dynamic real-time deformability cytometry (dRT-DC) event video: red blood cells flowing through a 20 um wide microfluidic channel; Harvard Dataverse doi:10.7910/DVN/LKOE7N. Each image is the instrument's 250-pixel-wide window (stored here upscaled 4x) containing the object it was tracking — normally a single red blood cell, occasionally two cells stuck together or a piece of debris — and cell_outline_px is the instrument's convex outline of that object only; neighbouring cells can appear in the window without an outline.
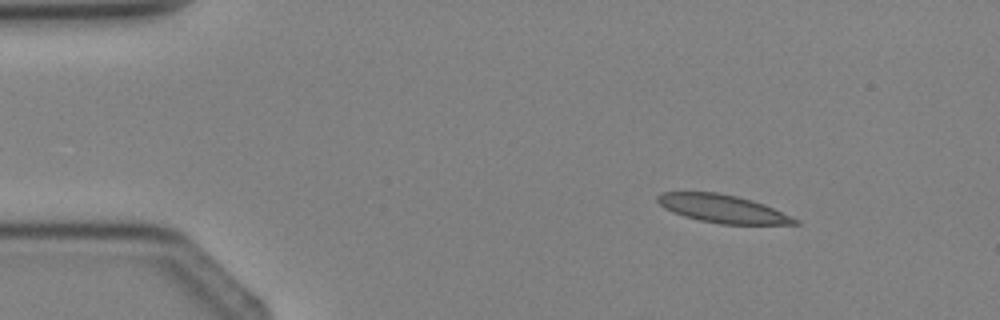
{"species": "Egyptian fruit bat (a non-hibernating species)", "species_latin": "Rousettus aegyptiacus", "temperature_condition": "cold", "stored_images_in_passage": 3, "camera_frame_rate_fps": 3000, "um_per_image_px": 0.085, "animal": {"sex": "female"}, "frame": {"image": 1, "passage_image": 1, "time_ms": 0.0, "image_size_px": [1000, 320], "cell_outline_px": [[800, 224], [720, 224], [700, 220], [684, 216], [672, 212], [664, 208], [656, 200], [656, 196], [660, 192], [716, 192], [736, 196], [752, 200], [764, 204], [792, 216], [800, 220]], "centroid_in_image_um": [61.42, 17.74], "position_along_channel_um": 23.6, "area_um2": 22.43}}
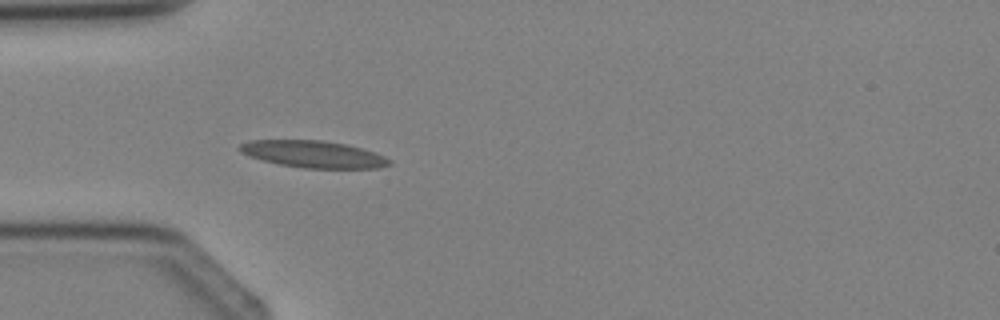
{"frame": {"image": 2, "passage_image": 3, "time_ms": 2.0, "image_size_px": [1000, 320], "cell_outline_px": [[392, 164], [380, 168], [304, 168], [280, 164], [264, 160], [240, 152], [236, 148], [240, 144], [248, 140], [320, 140], [344, 144], [376, 152], [392, 160]], "centroid_in_image_um": [26.66, 13.1], "position_along_channel_um": 58.3, "area_um2": 23.41}}